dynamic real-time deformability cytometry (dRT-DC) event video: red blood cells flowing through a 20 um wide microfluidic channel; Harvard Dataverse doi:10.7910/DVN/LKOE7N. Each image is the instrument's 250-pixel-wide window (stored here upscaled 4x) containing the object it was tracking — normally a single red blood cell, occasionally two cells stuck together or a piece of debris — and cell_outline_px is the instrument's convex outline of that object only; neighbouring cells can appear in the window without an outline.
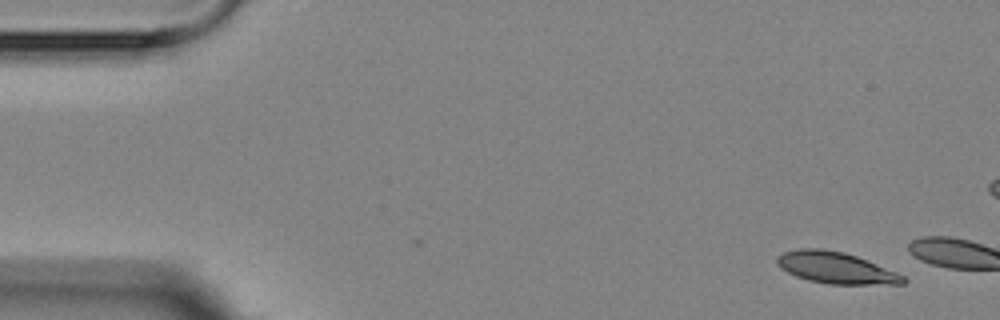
{"species": "Egyptian fruit bat (a non-hibernating species)", "species_latin": "Rousettus aegyptiacus", "temperature_condition": "room temperature", "stored_images_in_passage": 3, "segment_of_instrument_passage": [2, 2], "camera_frame_rate_fps": 3000, "um_per_image_px": 0.085, "animal": {"sex": "female"}, "frame": {"image": 1, "passage_image": 3, "time_ms": 2.333, "image_size_px": [1000, 320], "cell_outline_px": [[908, 280], [904, 284], [828, 284], [808, 280], [796, 276], [780, 268], [776, 264], [776, 256], [784, 252], [800, 248], [820, 248], [844, 252], [856, 256], [896, 272], [904, 276]], "centroid_in_image_um": [71.02, 22.76], "position_along_channel_um": 14.0, "area_um2": 23.12}}